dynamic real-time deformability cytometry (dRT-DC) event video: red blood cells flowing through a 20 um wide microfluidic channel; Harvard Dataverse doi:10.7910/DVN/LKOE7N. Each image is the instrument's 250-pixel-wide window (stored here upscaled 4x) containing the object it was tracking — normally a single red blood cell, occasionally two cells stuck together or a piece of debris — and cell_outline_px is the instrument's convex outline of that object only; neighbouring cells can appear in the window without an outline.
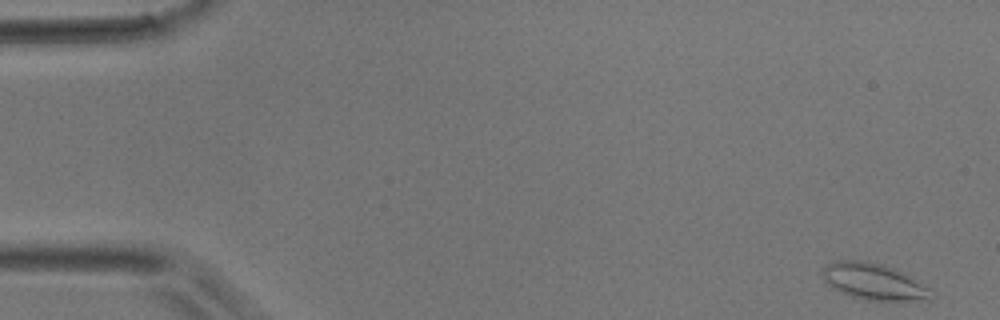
{"species": "common noctule bat (a hibernating species)", "species_latin": "Nyctalus noctula", "temperature_condition": "room temperature", "stored_images_in_passage": 13, "camera_frame_rate_fps": 3000, "um_per_image_px": 0.085, "animal": {"sex": "male", "body_mass_g": 17.9}, "frame": {"image": 1, "passage_image": 1, "time_ms": 0.0, "image_size_px": [1000, 320], "cell_outline_px": [[936, 296], [932, 300], [904, 304], [868, 300], [852, 296], [840, 292], [828, 284], [824, 280], [824, 264], [832, 260], [864, 260], [884, 264], [904, 272], [912, 276], [928, 288]], "centroid_in_image_um": [74.39, 23.98], "position_along_channel_um": 10.6, "area_um2": 24.16}}